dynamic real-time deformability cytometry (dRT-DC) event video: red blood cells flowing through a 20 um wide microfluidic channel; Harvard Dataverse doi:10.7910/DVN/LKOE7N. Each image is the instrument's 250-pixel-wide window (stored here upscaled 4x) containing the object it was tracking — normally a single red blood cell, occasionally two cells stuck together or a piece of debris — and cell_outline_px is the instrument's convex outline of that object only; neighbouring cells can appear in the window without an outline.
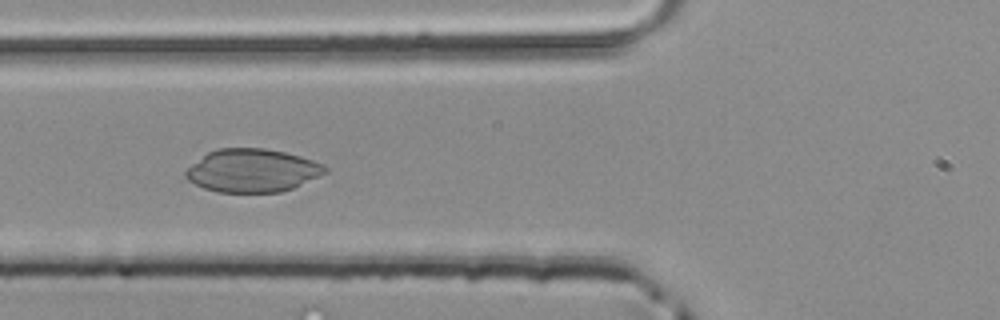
{"species": "common noctule bat (a hibernating species)", "species_latin": "Nyctalus noctula", "temperature_condition": "room temperature", "stored_images_in_passage": 41, "camera_frame_rate_fps": 3000, "um_per_image_px": 0.085, "animal": {"sex": "male", "body_mass_g": 20.4}, "frame": {"image": 1, "passage_image": 17, "time_ms": 5.333, "image_size_px": [1000, 320], "cell_outline_px": [[328, 172], [292, 188], [280, 192], [220, 192], [204, 188], [188, 180], [184, 176], [184, 172], [192, 164], [208, 152], [216, 148], [264, 148], [284, 152], [300, 156], [324, 164], [328, 168]], "centroid_in_image_um": [21.45, 14.49], "position_along_channel_um": 104.4, "area_um2": 34.91}}
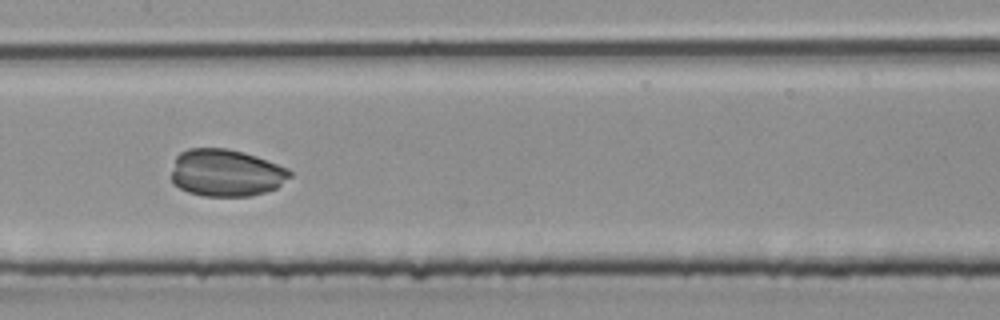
{"frame": {"image": 2, "passage_image": 23, "time_ms": 7.333, "image_size_px": [1000, 320], "cell_outline_px": [[292, 176], [276, 188], [252, 196], [204, 196], [188, 192], [180, 188], [172, 180], [172, 172], [176, 156], [180, 152], [188, 148], [228, 148], [244, 152], [256, 156], [288, 168], [292, 172]], "centroid_in_image_um": [19.23, 14.68], "position_along_channel_um": 188.2, "area_um2": 32.66}}
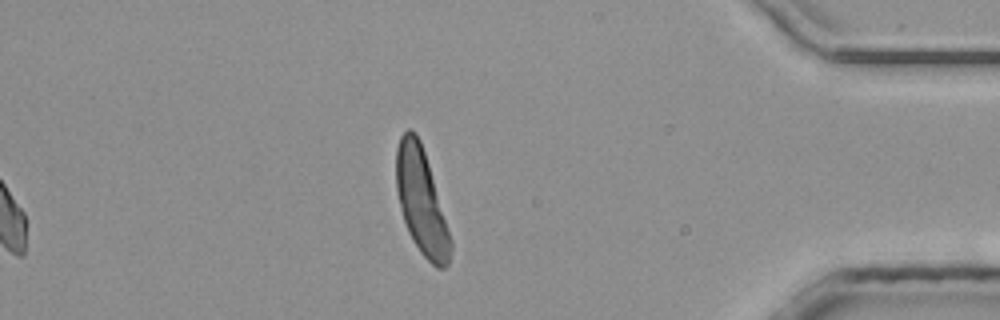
{"frame": {"image": 3, "passage_image": 41, "time_ms": 13.333, "image_size_px": [1000, 320], "cell_outline_px": [[452, 248], [448, 264], [444, 268], [436, 268], [420, 252], [412, 240], [408, 232], [400, 208], [396, 192], [396, 148], [400, 136], [408, 128], [412, 128], [416, 132], [420, 140], [428, 164], [452, 240]], "centroid_in_image_um": [35.8, 17.12], "position_along_channel_um": 399.4, "area_um2": 33.23}}